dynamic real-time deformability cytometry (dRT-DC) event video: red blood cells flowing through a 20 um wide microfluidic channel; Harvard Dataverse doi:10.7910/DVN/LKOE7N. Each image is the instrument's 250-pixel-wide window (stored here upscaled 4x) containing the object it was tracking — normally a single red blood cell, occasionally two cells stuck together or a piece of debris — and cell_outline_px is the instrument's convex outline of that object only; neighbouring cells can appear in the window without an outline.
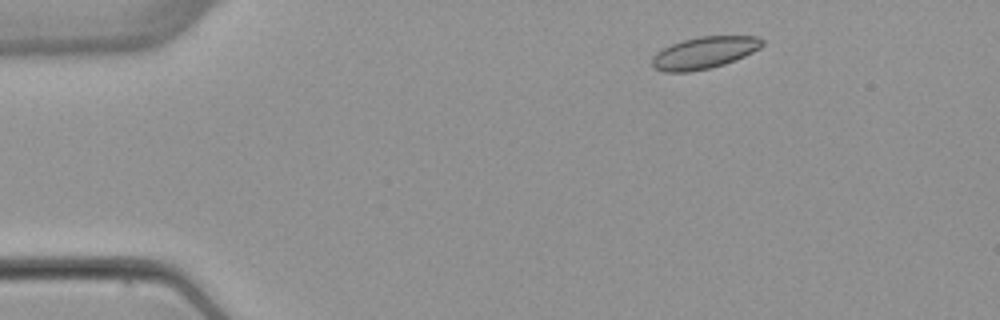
{"species": "common noctule bat (a hibernating species)", "species_latin": "Nyctalus noctula", "temperature_condition": "warm", "stored_images_in_passage": 3, "camera_frame_rate_fps": 3000, "um_per_image_px": 0.085, "animal": {"sex": "female", "body_mass_g": 22.7, "forearm_length_mm": 54.2}, "frame": {"image": 1, "passage_image": 1, "time_ms": 0.0, "image_size_px": [1000, 320], "cell_outline_px": [[764, 44], [760, 48], [744, 56], [724, 64], [712, 68], [688, 72], [664, 72], [652, 68], [652, 56], [656, 52], [672, 44], [684, 40], [700, 36], [760, 36], [764, 40]], "centroid_in_image_um": [59.86, 4.49], "position_along_channel_um": 25.1, "area_um2": 20.58}}
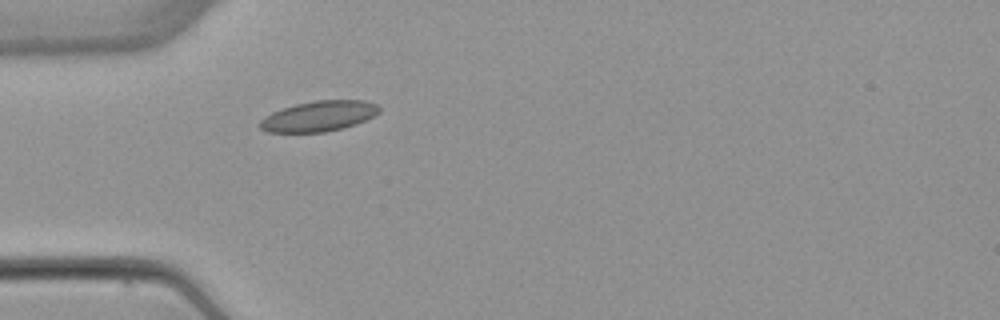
{"frame": {"image": 2, "passage_image": 3, "time_ms": 2.667, "image_size_px": [1000, 320], "cell_outline_px": [[380, 112], [356, 124], [324, 132], [268, 132], [260, 128], [260, 120], [264, 116], [272, 112], [296, 104], [316, 100], [364, 100], [376, 104], [380, 108]], "centroid_in_image_um": [27.09, 9.87], "position_along_channel_um": 57.9, "area_um2": 20.92}}